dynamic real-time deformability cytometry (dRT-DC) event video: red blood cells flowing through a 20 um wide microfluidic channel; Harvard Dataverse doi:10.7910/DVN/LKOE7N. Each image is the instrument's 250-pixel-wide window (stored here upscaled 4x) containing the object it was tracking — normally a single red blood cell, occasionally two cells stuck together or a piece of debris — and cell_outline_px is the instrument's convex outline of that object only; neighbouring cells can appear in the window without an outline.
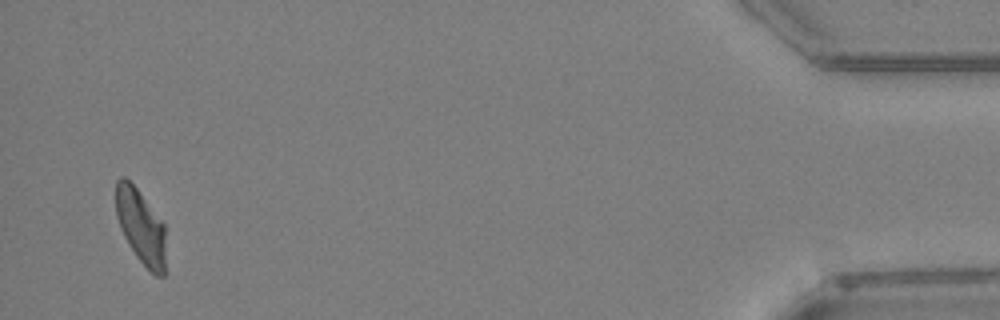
{"species": "Egyptian fruit bat (a non-hibernating species)", "species_latin": "Rousettus aegyptiacus", "temperature_condition": "warm", "stored_images_in_passage": 37, "camera_frame_rate_fps": 3000, "um_per_image_px": 0.085, "animal": {"sex": "female"}, "frame": {"image": 1, "passage_image": 37, "time_ms": 12.0, "image_size_px": [1000, 320], "cell_outline_px": [[164, 276], [156, 276], [136, 256], [124, 236], [120, 228], [116, 216], [116, 180], [120, 176], [124, 176], [136, 188], [164, 224]], "centroid_in_image_um": [11.94, 19.23], "position_along_channel_um": 423.3, "area_um2": 21.15}}